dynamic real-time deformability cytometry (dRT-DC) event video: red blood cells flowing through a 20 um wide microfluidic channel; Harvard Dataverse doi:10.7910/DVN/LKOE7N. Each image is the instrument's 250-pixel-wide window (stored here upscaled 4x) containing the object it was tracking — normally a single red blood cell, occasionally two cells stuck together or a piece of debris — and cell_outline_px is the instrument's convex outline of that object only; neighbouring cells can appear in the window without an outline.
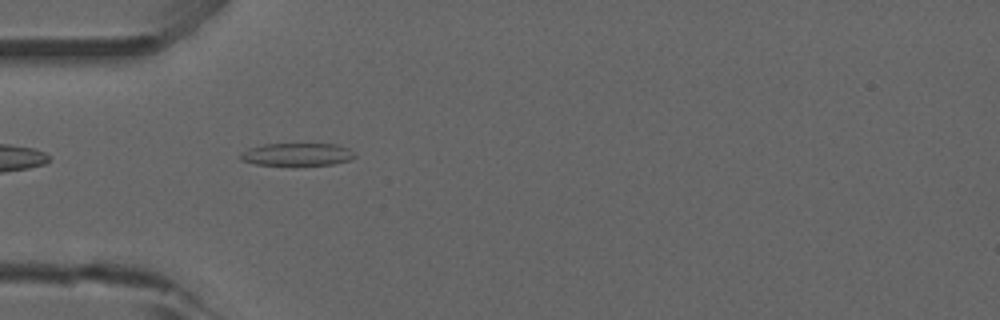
{"species": "common noctule bat (a hibernating species)", "species_latin": "Nyctalus noctula", "temperature_condition": "room temperature", "stored_images_in_passage": 37, "camera_frame_rate_fps": 3000, "um_per_image_px": 0.085, "animal": {"sex": "male", "forearm_length_mm": 52.5}, "frame": {"image": 1, "passage_image": 1, "time_ms": 0.0, "image_size_px": [1000, 320], "cell_outline_px": [[356, 156], [348, 160], [332, 164], [256, 164], [240, 160], [240, 156], [248, 148], [264, 144], [336, 144], [348, 148]], "centroid_in_image_um": [25.24, 13.1], "position_along_channel_um": 59.8, "area_um2": 14.62}, "authors_computed_cell_mechanics": {"area_um2": 13.9876, "velocity_mm_per_s": 3.926, "shape_relaxation_time_tau1_ms": null, "shape_relaxation_time_tau2_ms": 8.9706, "deformation_change_tau1": null, "deformation_change_tau2": 0.1964}}